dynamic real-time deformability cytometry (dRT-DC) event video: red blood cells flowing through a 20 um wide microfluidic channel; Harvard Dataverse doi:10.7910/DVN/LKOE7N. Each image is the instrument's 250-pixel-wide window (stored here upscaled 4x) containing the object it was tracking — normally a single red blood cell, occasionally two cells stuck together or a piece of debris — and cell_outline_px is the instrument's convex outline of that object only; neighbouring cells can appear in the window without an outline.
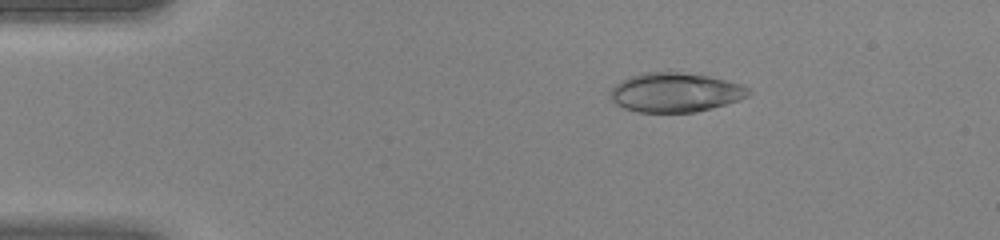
{"species": "human", "species_latin": "Homo sapiens", "temperature_condition": "warm", "stored_images_in_passage": 39, "camera_frame_rate_fps": 3000, "um_per_image_px": 0.085, "donor": {"sex": "female"}, "frame": {"image": 1, "passage_image": 2, "time_ms": 0.333, "image_size_px": [1000, 240], "cell_outline_px": [[752, 92], [748, 96], [740, 100], [712, 108], [696, 112], [636, 112], [624, 108], [616, 104], [612, 100], [612, 88], [616, 84], [640, 72], [676, 72], [708, 76], [740, 84], [748, 88]], "centroid_in_image_um": [57.42, 7.86], "position_along_channel_um": 27.6, "area_um2": 31.39}}
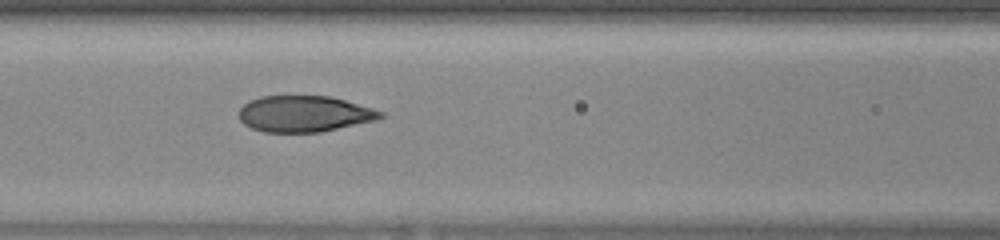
{"frame": {"image": 2, "passage_image": 14, "time_ms": 4.333, "image_size_px": [1000, 240], "cell_outline_px": [[384, 116], [376, 120], [320, 132], [264, 132], [252, 128], [244, 124], [240, 120], [236, 112], [248, 100], [260, 96], [332, 96], [372, 108], [384, 112]], "centroid_in_image_um": [25.83, 9.67], "position_along_channel_um": 140.8, "area_um2": 30.0}}
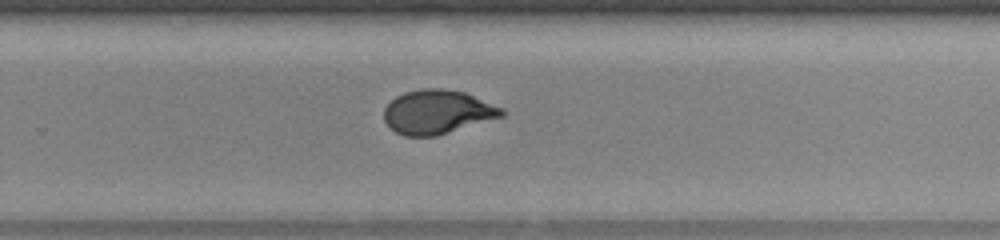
{"frame": {"image": 3, "passage_image": 24, "time_ms": 7.667, "image_size_px": [1000, 240], "cell_outline_px": [[508, 112], [504, 116], [436, 136], [404, 136], [396, 132], [384, 120], [384, 108], [396, 96], [404, 92], [420, 88], [440, 88], [464, 92], [504, 108]], "centroid_in_image_um": [37.2, 9.51], "position_along_channel_um": 292.6, "area_um2": 30.23}}